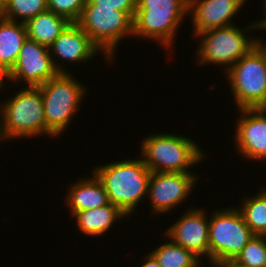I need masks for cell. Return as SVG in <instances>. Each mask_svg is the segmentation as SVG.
Listing matches in <instances>:
<instances>
[{
	"label": "cell",
	"instance_id": "obj_23",
	"mask_svg": "<svg viewBox=\"0 0 266 267\" xmlns=\"http://www.w3.org/2000/svg\"><path fill=\"white\" fill-rule=\"evenodd\" d=\"M47 10V0H6L5 17L11 21L26 23L41 12Z\"/></svg>",
	"mask_w": 266,
	"mask_h": 267
},
{
	"label": "cell",
	"instance_id": "obj_26",
	"mask_svg": "<svg viewBox=\"0 0 266 267\" xmlns=\"http://www.w3.org/2000/svg\"><path fill=\"white\" fill-rule=\"evenodd\" d=\"M4 139L7 140L8 138L6 135L5 128H4V105L1 104L0 105V141L1 140L4 141Z\"/></svg>",
	"mask_w": 266,
	"mask_h": 267
},
{
	"label": "cell",
	"instance_id": "obj_4",
	"mask_svg": "<svg viewBox=\"0 0 266 267\" xmlns=\"http://www.w3.org/2000/svg\"><path fill=\"white\" fill-rule=\"evenodd\" d=\"M38 87L43 99L46 135L60 136L78 111L85 87L71 73H59Z\"/></svg>",
	"mask_w": 266,
	"mask_h": 267
},
{
	"label": "cell",
	"instance_id": "obj_6",
	"mask_svg": "<svg viewBox=\"0 0 266 267\" xmlns=\"http://www.w3.org/2000/svg\"><path fill=\"white\" fill-rule=\"evenodd\" d=\"M225 75L237 108H266V51L259 44Z\"/></svg>",
	"mask_w": 266,
	"mask_h": 267
},
{
	"label": "cell",
	"instance_id": "obj_32",
	"mask_svg": "<svg viewBox=\"0 0 266 267\" xmlns=\"http://www.w3.org/2000/svg\"><path fill=\"white\" fill-rule=\"evenodd\" d=\"M258 44L266 51V43H263L260 39Z\"/></svg>",
	"mask_w": 266,
	"mask_h": 267
},
{
	"label": "cell",
	"instance_id": "obj_27",
	"mask_svg": "<svg viewBox=\"0 0 266 267\" xmlns=\"http://www.w3.org/2000/svg\"><path fill=\"white\" fill-rule=\"evenodd\" d=\"M143 259L145 262L141 267H162L151 253L147 254Z\"/></svg>",
	"mask_w": 266,
	"mask_h": 267
},
{
	"label": "cell",
	"instance_id": "obj_28",
	"mask_svg": "<svg viewBox=\"0 0 266 267\" xmlns=\"http://www.w3.org/2000/svg\"><path fill=\"white\" fill-rule=\"evenodd\" d=\"M264 4H265L264 6L265 18H263L262 20L260 19L259 21H254L258 26V29H263V30L266 29V0H264Z\"/></svg>",
	"mask_w": 266,
	"mask_h": 267
},
{
	"label": "cell",
	"instance_id": "obj_31",
	"mask_svg": "<svg viewBox=\"0 0 266 267\" xmlns=\"http://www.w3.org/2000/svg\"><path fill=\"white\" fill-rule=\"evenodd\" d=\"M213 267H241V266L237 265L233 261H229V262H224L221 264L214 265Z\"/></svg>",
	"mask_w": 266,
	"mask_h": 267
},
{
	"label": "cell",
	"instance_id": "obj_20",
	"mask_svg": "<svg viewBox=\"0 0 266 267\" xmlns=\"http://www.w3.org/2000/svg\"><path fill=\"white\" fill-rule=\"evenodd\" d=\"M239 209L254 235H266V187L258 194L243 199Z\"/></svg>",
	"mask_w": 266,
	"mask_h": 267
},
{
	"label": "cell",
	"instance_id": "obj_29",
	"mask_svg": "<svg viewBox=\"0 0 266 267\" xmlns=\"http://www.w3.org/2000/svg\"><path fill=\"white\" fill-rule=\"evenodd\" d=\"M5 78L8 80V73L4 69L0 68V90L4 89L3 85H5Z\"/></svg>",
	"mask_w": 266,
	"mask_h": 267
},
{
	"label": "cell",
	"instance_id": "obj_1",
	"mask_svg": "<svg viewBox=\"0 0 266 267\" xmlns=\"http://www.w3.org/2000/svg\"><path fill=\"white\" fill-rule=\"evenodd\" d=\"M103 184L108 201L127 216L132 215L139 202L148 198L151 171L140 159H126L98 166L92 171Z\"/></svg>",
	"mask_w": 266,
	"mask_h": 267
},
{
	"label": "cell",
	"instance_id": "obj_15",
	"mask_svg": "<svg viewBox=\"0 0 266 267\" xmlns=\"http://www.w3.org/2000/svg\"><path fill=\"white\" fill-rule=\"evenodd\" d=\"M101 50L90 40L76 22H71L66 29L49 46V52L54 66L59 73H69L63 66L58 65L55 57L68 62H84L94 58ZM55 57L53 58V56ZM57 64H56V63Z\"/></svg>",
	"mask_w": 266,
	"mask_h": 267
},
{
	"label": "cell",
	"instance_id": "obj_30",
	"mask_svg": "<svg viewBox=\"0 0 266 267\" xmlns=\"http://www.w3.org/2000/svg\"><path fill=\"white\" fill-rule=\"evenodd\" d=\"M6 13V0H0V18H4Z\"/></svg>",
	"mask_w": 266,
	"mask_h": 267
},
{
	"label": "cell",
	"instance_id": "obj_7",
	"mask_svg": "<svg viewBox=\"0 0 266 267\" xmlns=\"http://www.w3.org/2000/svg\"><path fill=\"white\" fill-rule=\"evenodd\" d=\"M90 40L106 55L111 63L118 43L126 36H133V18L114 7L85 5L76 22ZM112 60V61H111Z\"/></svg>",
	"mask_w": 266,
	"mask_h": 267
},
{
	"label": "cell",
	"instance_id": "obj_25",
	"mask_svg": "<svg viewBox=\"0 0 266 267\" xmlns=\"http://www.w3.org/2000/svg\"><path fill=\"white\" fill-rule=\"evenodd\" d=\"M85 5L114 7L116 10L127 12L134 19L137 9V0H87Z\"/></svg>",
	"mask_w": 266,
	"mask_h": 267
},
{
	"label": "cell",
	"instance_id": "obj_19",
	"mask_svg": "<svg viewBox=\"0 0 266 267\" xmlns=\"http://www.w3.org/2000/svg\"><path fill=\"white\" fill-rule=\"evenodd\" d=\"M70 23L67 18L47 9L29 19L25 25L29 39L49 47Z\"/></svg>",
	"mask_w": 266,
	"mask_h": 267
},
{
	"label": "cell",
	"instance_id": "obj_10",
	"mask_svg": "<svg viewBox=\"0 0 266 267\" xmlns=\"http://www.w3.org/2000/svg\"><path fill=\"white\" fill-rule=\"evenodd\" d=\"M58 74L49 47L27 38L15 66L8 73V80L16 82L23 79L29 87H38Z\"/></svg>",
	"mask_w": 266,
	"mask_h": 267
},
{
	"label": "cell",
	"instance_id": "obj_24",
	"mask_svg": "<svg viewBox=\"0 0 266 267\" xmlns=\"http://www.w3.org/2000/svg\"><path fill=\"white\" fill-rule=\"evenodd\" d=\"M86 2L87 0H47V9L70 22H77Z\"/></svg>",
	"mask_w": 266,
	"mask_h": 267
},
{
	"label": "cell",
	"instance_id": "obj_8",
	"mask_svg": "<svg viewBox=\"0 0 266 267\" xmlns=\"http://www.w3.org/2000/svg\"><path fill=\"white\" fill-rule=\"evenodd\" d=\"M213 212L209 216V264L212 266L234 261L254 235L238 208Z\"/></svg>",
	"mask_w": 266,
	"mask_h": 267
},
{
	"label": "cell",
	"instance_id": "obj_16",
	"mask_svg": "<svg viewBox=\"0 0 266 267\" xmlns=\"http://www.w3.org/2000/svg\"><path fill=\"white\" fill-rule=\"evenodd\" d=\"M92 177L83 178L72 183L68 188L65 202L70 209V214L91 208L102 207L109 203L108 195L103 184L94 173Z\"/></svg>",
	"mask_w": 266,
	"mask_h": 267
},
{
	"label": "cell",
	"instance_id": "obj_13",
	"mask_svg": "<svg viewBox=\"0 0 266 267\" xmlns=\"http://www.w3.org/2000/svg\"><path fill=\"white\" fill-rule=\"evenodd\" d=\"M241 115L236 124V149L244 158L266 159V108L238 109Z\"/></svg>",
	"mask_w": 266,
	"mask_h": 267
},
{
	"label": "cell",
	"instance_id": "obj_17",
	"mask_svg": "<svg viewBox=\"0 0 266 267\" xmlns=\"http://www.w3.org/2000/svg\"><path fill=\"white\" fill-rule=\"evenodd\" d=\"M27 38L25 23L0 18V68L12 70Z\"/></svg>",
	"mask_w": 266,
	"mask_h": 267
},
{
	"label": "cell",
	"instance_id": "obj_3",
	"mask_svg": "<svg viewBox=\"0 0 266 267\" xmlns=\"http://www.w3.org/2000/svg\"><path fill=\"white\" fill-rule=\"evenodd\" d=\"M186 15L188 0H137L133 36L152 39L169 49Z\"/></svg>",
	"mask_w": 266,
	"mask_h": 267
},
{
	"label": "cell",
	"instance_id": "obj_18",
	"mask_svg": "<svg viewBox=\"0 0 266 267\" xmlns=\"http://www.w3.org/2000/svg\"><path fill=\"white\" fill-rule=\"evenodd\" d=\"M72 217L76 219L81 232L87 236L97 237L106 233L113 226L114 221L121 220L127 215L116 205L108 203L102 207L75 212Z\"/></svg>",
	"mask_w": 266,
	"mask_h": 267
},
{
	"label": "cell",
	"instance_id": "obj_21",
	"mask_svg": "<svg viewBox=\"0 0 266 267\" xmlns=\"http://www.w3.org/2000/svg\"><path fill=\"white\" fill-rule=\"evenodd\" d=\"M162 267H200L201 260L191 251L169 241L150 252Z\"/></svg>",
	"mask_w": 266,
	"mask_h": 267
},
{
	"label": "cell",
	"instance_id": "obj_11",
	"mask_svg": "<svg viewBox=\"0 0 266 267\" xmlns=\"http://www.w3.org/2000/svg\"><path fill=\"white\" fill-rule=\"evenodd\" d=\"M193 173L151 172L148 193L152 211L167 213L187 199L197 183Z\"/></svg>",
	"mask_w": 266,
	"mask_h": 267
},
{
	"label": "cell",
	"instance_id": "obj_5",
	"mask_svg": "<svg viewBox=\"0 0 266 267\" xmlns=\"http://www.w3.org/2000/svg\"><path fill=\"white\" fill-rule=\"evenodd\" d=\"M254 28L258 29V26L253 21L242 29L231 25L198 33L195 37L201 38L197 51V63L224 65V70L227 72L241 57L258 45L259 39H248L245 33L248 32L246 30L250 31Z\"/></svg>",
	"mask_w": 266,
	"mask_h": 267
},
{
	"label": "cell",
	"instance_id": "obj_12",
	"mask_svg": "<svg viewBox=\"0 0 266 267\" xmlns=\"http://www.w3.org/2000/svg\"><path fill=\"white\" fill-rule=\"evenodd\" d=\"M204 209L187 210L170 228L165 236L172 242L191 251L199 259L209 262V221Z\"/></svg>",
	"mask_w": 266,
	"mask_h": 267
},
{
	"label": "cell",
	"instance_id": "obj_9",
	"mask_svg": "<svg viewBox=\"0 0 266 267\" xmlns=\"http://www.w3.org/2000/svg\"><path fill=\"white\" fill-rule=\"evenodd\" d=\"M10 98L3 101L7 138L46 136L44 105L39 87L26 86Z\"/></svg>",
	"mask_w": 266,
	"mask_h": 267
},
{
	"label": "cell",
	"instance_id": "obj_14",
	"mask_svg": "<svg viewBox=\"0 0 266 267\" xmlns=\"http://www.w3.org/2000/svg\"><path fill=\"white\" fill-rule=\"evenodd\" d=\"M247 0H188V15H191L193 35L200 32L231 26L233 17Z\"/></svg>",
	"mask_w": 266,
	"mask_h": 267
},
{
	"label": "cell",
	"instance_id": "obj_22",
	"mask_svg": "<svg viewBox=\"0 0 266 267\" xmlns=\"http://www.w3.org/2000/svg\"><path fill=\"white\" fill-rule=\"evenodd\" d=\"M233 262L241 267H266V235H253Z\"/></svg>",
	"mask_w": 266,
	"mask_h": 267
},
{
	"label": "cell",
	"instance_id": "obj_2",
	"mask_svg": "<svg viewBox=\"0 0 266 267\" xmlns=\"http://www.w3.org/2000/svg\"><path fill=\"white\" fill-rule=\"evenodd\" d=\"M141 143V159L151 172L192 173L188 169L206 155L194 140L178 134H150Z\"/></svg>",
	"mask_w": 266,
	"mask_h": 267
}]
</instances>
